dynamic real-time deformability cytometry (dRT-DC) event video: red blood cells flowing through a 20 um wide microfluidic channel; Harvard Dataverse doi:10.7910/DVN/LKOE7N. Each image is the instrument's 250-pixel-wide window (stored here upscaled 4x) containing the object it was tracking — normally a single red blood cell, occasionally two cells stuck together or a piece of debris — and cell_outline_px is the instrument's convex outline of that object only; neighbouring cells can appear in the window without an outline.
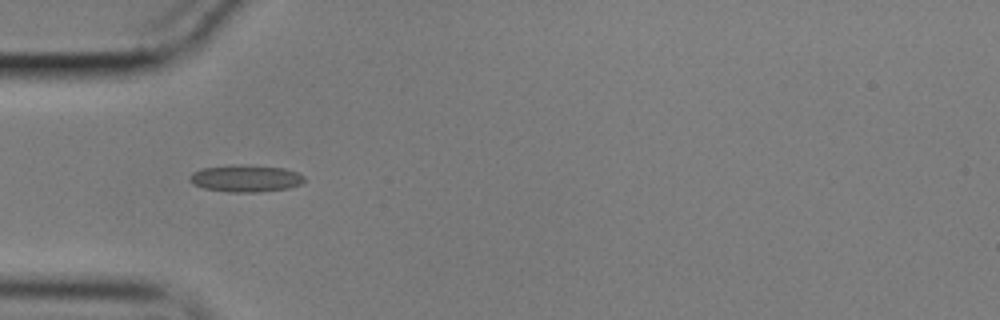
{"species": "common noctule bat (a hibernating species)", "species_latin": "Nyctalus noctula", "temperature_condition": "cold", "stored_images_in_passage": 11, "camera_frame_rate_fps": 3000, "um_per_image_px": 0.085, "animal": {"sex": "male", "body_mass_g": 17.9}, "frame": {"image": 1, "passage_image": 1, "time_ms": 0.0, "image_size_px": [1000, 320], "cell_outline_px": [[304, 180], [300, 184], [288, 188], [260, 192], [228, 192], [204, 188], [192, 184], [188, 180], [188, 176], [192, 172], [200, 168], [228, 164], [252, 164], [284, 168], [296, 172], [304, 176]], "centroid_in_image_um": [20.82, 15.14], "position_along_channel_um": 64.2, "area_um2": 18.5}}
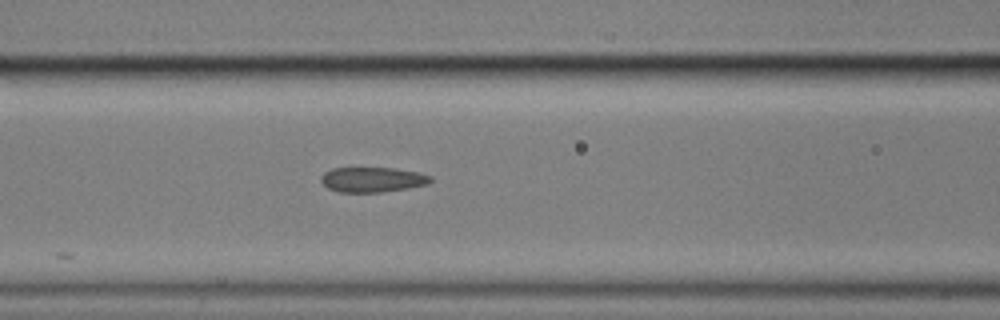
{"frame": {"image": 2, "passage_image": 7, "time_ms": 2.0, "image_size_px": [1000, 320], "cell_outline_px": [[432, 180], [428, 184], [408, 188], [380, 192], [340, 192], [328, 188], [320, 180], [320, 176], [324, 172], [332, 168], [396, 168], [420, 172], [432, 176]], "centroid_in_image_um": [31.67, 15.26], "position_along_channel_um": 134.9, "area_um2": 16.07}}
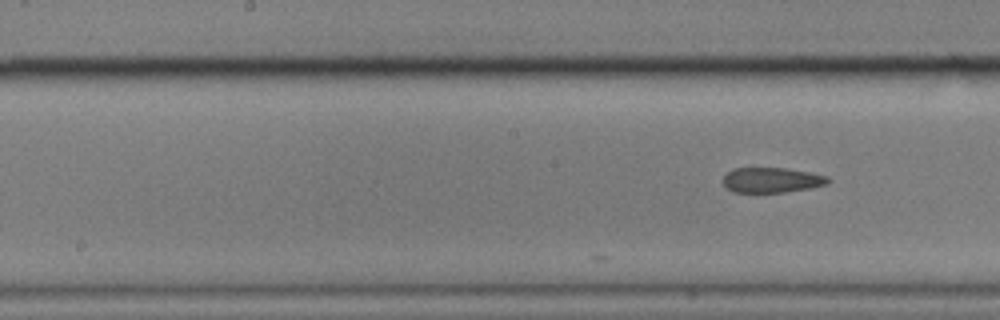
{"frame": {"image": 3, "passage_image": 11, "time_ms": 3.333, "image_size_px": [1000, 320], "cell_outline_px": [[832, 180], [824, 184], [808, 188], [784, 192], [732, 192], [724, 184], [724, 176], [732, 168], [788, 168], [828, 176]], "centroid_in_image_um": [65.59, 15.29], "position_along_channel_um": 182.6, "area_um2": 15.2}}